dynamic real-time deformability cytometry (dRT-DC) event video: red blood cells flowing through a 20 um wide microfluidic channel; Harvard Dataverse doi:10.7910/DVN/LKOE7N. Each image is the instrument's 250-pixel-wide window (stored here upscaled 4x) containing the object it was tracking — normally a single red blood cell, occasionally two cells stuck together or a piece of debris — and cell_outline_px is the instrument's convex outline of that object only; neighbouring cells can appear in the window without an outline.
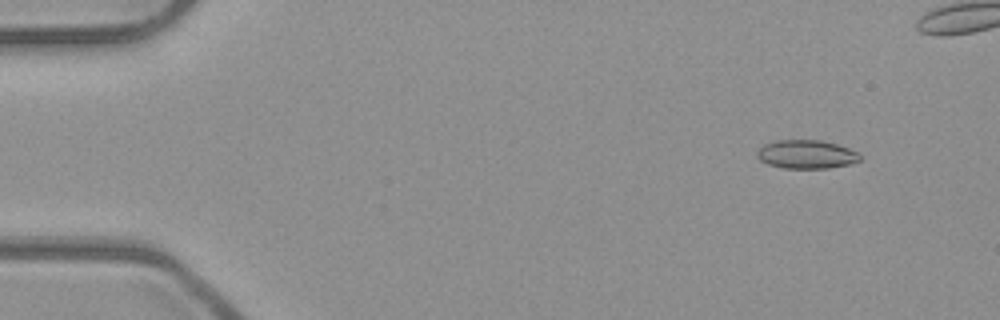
{"species": "common noctule bat (a hibernating species)", "species_latin": "Nyctalus noctula", "temperature_condition": "room temperature", "stored_images_in_passage": 6, "camera_frame_rate_fps": 3000, "um_per_image_px": 0.085, "animal": {"sex": "male", "body_mass_g": 23.1, "forearm_length_mm": 52.7}, "frame": {"image": 1, "passage_image": 2, "time_ms": 0.333, "image_size_px": [1000, 320], "cell_outline_px": [[860, 160], [852, 164], [828, 168], [784, 168], [768, 164], [760, 160], [756, 156], [756, 152], [764, 144], [776, 140], [820, 140], [836, 144], [848, 148], [856, 152], [860, 156]], "centroid_in_image_um": [68.53, 13.12], "position_along_channel_um": 16.5, "area_um2": 17.11}}